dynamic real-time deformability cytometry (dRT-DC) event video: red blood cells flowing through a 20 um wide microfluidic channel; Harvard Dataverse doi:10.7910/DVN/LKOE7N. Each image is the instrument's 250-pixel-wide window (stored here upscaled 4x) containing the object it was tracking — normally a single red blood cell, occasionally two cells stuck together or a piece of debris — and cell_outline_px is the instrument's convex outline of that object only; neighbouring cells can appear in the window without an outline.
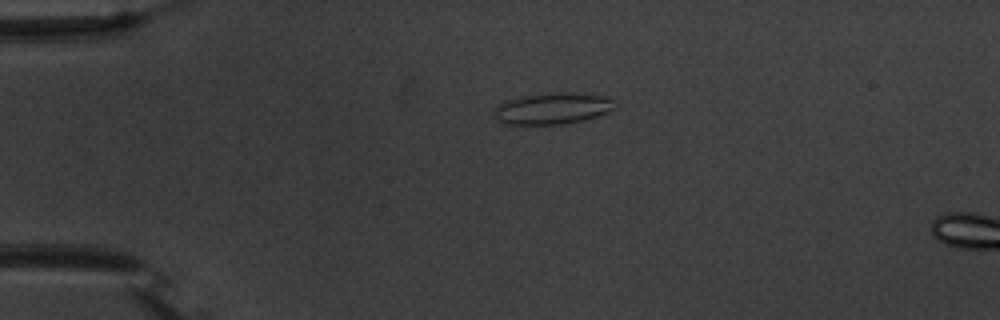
{"species": "common noctule bat (a hibernating species)", "species_latin": "Nyctalus noctula", "temperature_condition": "warm", "stored_images_in_passage": 10, "camera_frame_rate_fps": 3000, "um_per_image_px": 0.085, "animal": {"sex": "male", "body_mass_g": 20.1, "forearm_length_mm": 53.5}, "frame": {"image": 1, "passage_image": 6, "time_ms": 1.667, "image_size_px": [1000, 320], "cell_outline_px": [[616, 108], [608, 112], [596, 116], [564, 124], [504, 124], [496, 116], [496, 104], [504, 100], [524, 96], [604, 96], [616, 100]], "centroid_in_image_um": [46.94, 9.28], "position_along_channel_um": 38.1, "area_um2": 20.63}}